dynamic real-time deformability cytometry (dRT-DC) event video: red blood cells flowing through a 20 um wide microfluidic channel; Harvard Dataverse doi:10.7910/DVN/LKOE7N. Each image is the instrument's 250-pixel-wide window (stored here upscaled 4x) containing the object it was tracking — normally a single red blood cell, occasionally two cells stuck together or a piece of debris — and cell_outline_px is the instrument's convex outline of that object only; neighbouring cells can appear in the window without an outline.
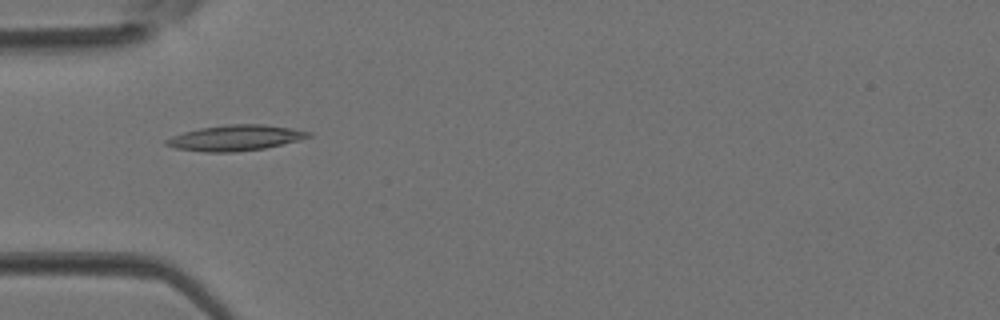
{"species": "Egyptian fruit bat (a non-hibernating species)", "species_latin": "Rousettus aegyptiacus", "temperature_condition": "room temperature", "stored_images_in_passage": 2, "camera_frame_rate_fps": 3000, "um_per_image_px": 0.085, "animal": {"sex": "female"}, "frame": {"image": 1, "passage_image": 1, "time_ms": 0.0, "image_size_px": [1000, 320], "cell_outline_px": [[312, 136], [300, 140], [264, 148], [236, 152], [204, 152], [176, 148], [164, 144], [164, 140], [172, 136], [184, 132], [200, 128], [228, 124], [264, 124], [292, 128], [312, 132]], "centroid_in_image_um": [20.02, 11.71], "position_along_channel_um": 65.0, "area_um2": 21.27}}
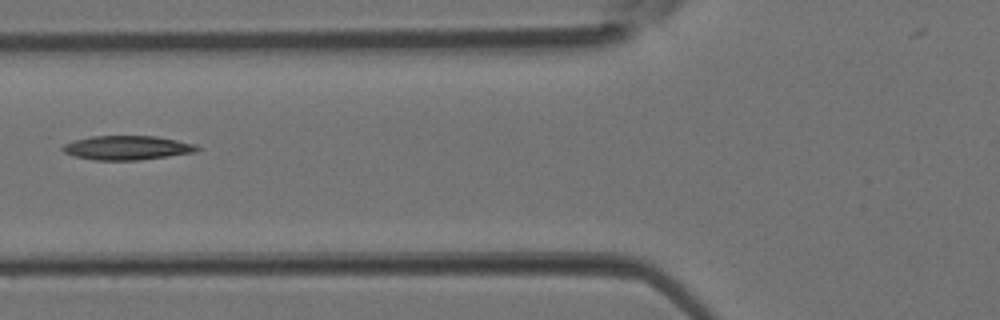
{"frame": {"image": 2, "passage_image": 2, "time_ms": 0.333, "image_size_px": [1000, 320], "cell_outline_px": [[200, 148], [196, 152], [140, 160], [92, 160], [76, 156], [64, 152], [60, 148], [64, 144], [72, 140], [92, 136], [156, 136], [196, 144]], "centroid_in_image_um": [10.79, 12.56], "position_along_channel_um": 115.0, "area_um2": 18.96}}